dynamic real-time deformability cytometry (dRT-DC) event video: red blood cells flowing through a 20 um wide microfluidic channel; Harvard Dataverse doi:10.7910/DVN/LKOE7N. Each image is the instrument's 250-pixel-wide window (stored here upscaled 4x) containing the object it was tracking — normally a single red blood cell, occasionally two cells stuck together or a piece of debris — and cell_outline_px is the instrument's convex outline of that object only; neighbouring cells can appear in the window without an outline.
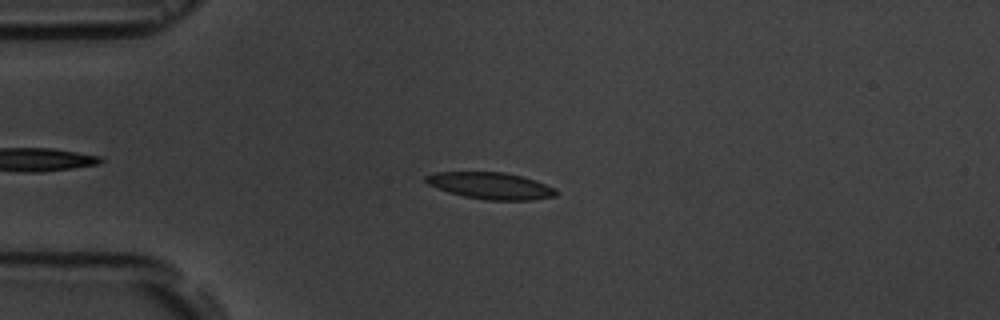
{"species": "common noctule bat (a hibernating species)", "species_latin": "Nyctalus noctula", "temperature_condition": "room temperature", "stored_images_in_passage": 14, "camera_frame_rate_fps": 3000, "um_per_image_px": 0.085, "animal": {"sex": "male", "body_mass_g": 19.5, "forearm_length_mm": 54.6}, "frame": {"image": 1, "passage_image": 3, "time_ms": 2.333, "image_size_px": [1000, 320], "cell_outline_px": [[556, 196], [532, 200], [484, 200], [464, 196], [448, 192], [428, 184], [424, 180], [424, 176], [436, 172], [504, 172], [524, 176], [536, 180], [556, 188]], "centroid_in_image_um": [41.72, 15.78], "position_along_channel_um": 43.3, "area_um2": 20.4}}
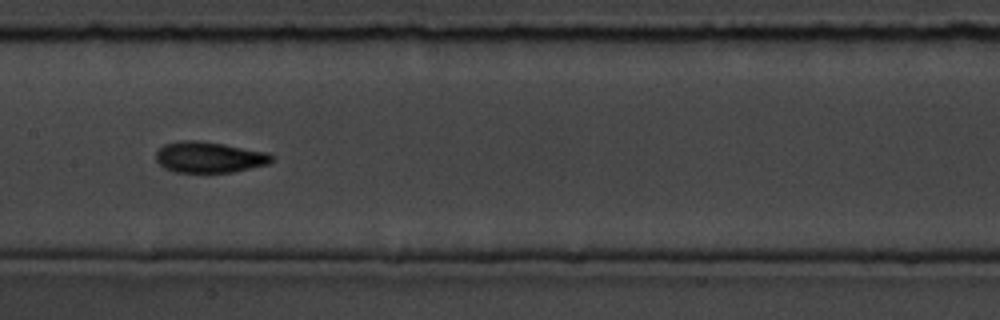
{"frame": {"image": 2, "passage_image": 7, "time_ms": 7.0, "image_size_px": [1000, 320], "cell_outline_px": [[276, 156], [268, 164], [232, 172], [176, 172], [164, 168], [156, 160], [156, 152], [164, 144], [180, 140], [196, 140], [224, 144], [268, 152]], "centroid_in_image_um": [17.79, 13.35], "position_along_channel_um": 189.6, "area_um2": 20.92}}
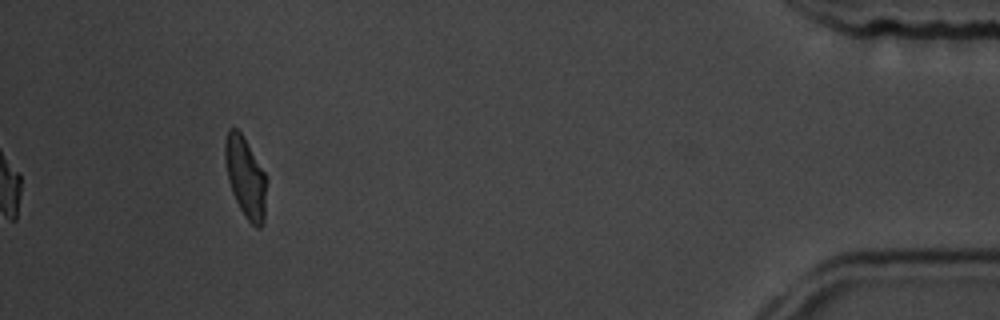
{"frame": {"image": 3, "passage_image": 14, "time_ms": 15.0, "image_size_px": [1000, 320], "cell_outline_px": [[268, 180], [264, 220], [260, 228], [256, 228], [244, 216], [232, 192], [228, 180], [224, 160], [224, 140], [228, 128], [236, 128], [240, 132], [264, 172]], "centroid_in_image_um": [20.87, 15.09], "position_along_channel_um": 414.3, "area_um2": 19.59}, "authors_computed_cell_mechanics": {"area_um2": 19.9699, "velocity_mm_per_s": 3.6307, "shape_relaxation_time_tau1_ms": 2.4115, "shape_relaxation_time_tau2_ms": 1.0864, "deformation_change_tau1": 0.0972, "deformation_change_tau2": 0.0474}}